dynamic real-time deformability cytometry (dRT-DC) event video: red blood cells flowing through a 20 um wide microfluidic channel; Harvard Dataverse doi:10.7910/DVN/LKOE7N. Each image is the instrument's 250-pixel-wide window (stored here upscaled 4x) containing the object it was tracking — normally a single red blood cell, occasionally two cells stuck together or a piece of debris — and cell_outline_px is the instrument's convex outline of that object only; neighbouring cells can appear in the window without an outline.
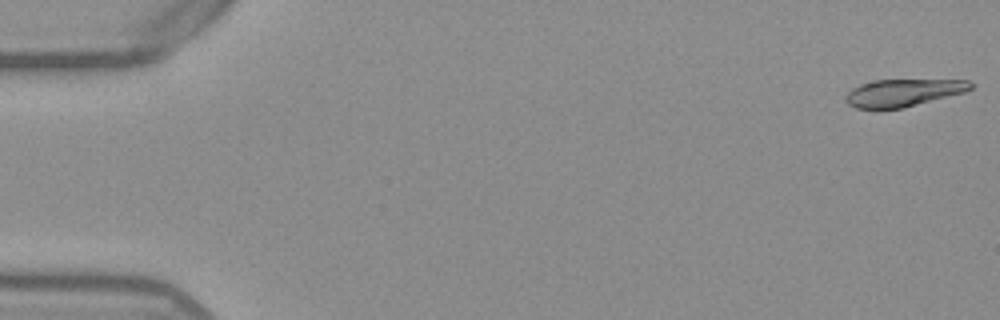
{"species": "Egyptian fruit bat (a non-hibernating species)", "species_latin": "Rousettus aegyptiacus", "temperature_condition": "warm", "stored_images_in_passage": 53, "camera_frame_rate_fps": 3000, "um_per_image_px": 0.085, "frame": {"image": 1, "passage_image": 1, "time_ms": 0.0, "image_size_px": [1000, 320], "cell_outline_px": [[976, 84], [968, 92], [904, 108], [880, 112], [876, 112], [856, 108], [848, 104], [844, 100], [844, 96], [852, 88], [860, 84], [876, 80], [968, 80]], "centroid_in_image_um": [76.75, 7.93], "position_along_channel_um": 8.2, "area_um2": 20.92}}
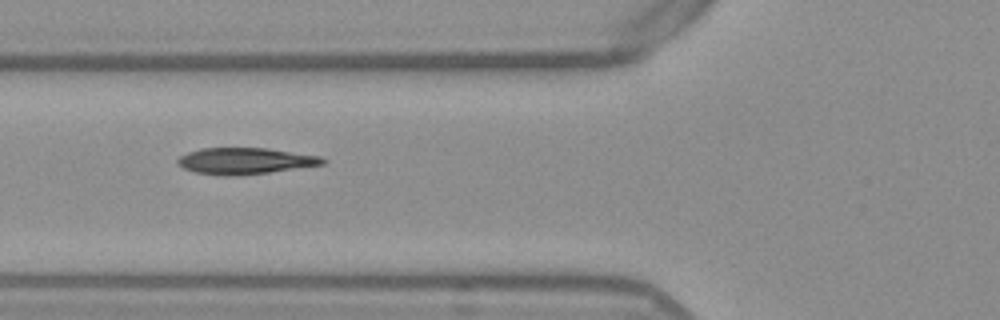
{"frame": {"image": 2, "passage_image": 20, "time_ms": 6.333, "image_size_px": [1000, 320], "cell_outline_px": [[328, 160], [324, 164], [268, 172], [236, 176], [220, 176], [196, 172], [184, 168], [176, 164], [176, 160], [180, 156], [188, 152], [200, 148], [268, 148], [320, 156]], "centroid_in_image_um": [20.81, 13.68], "position_along_channel_um": 105.0, "area_um2": 22.31}}
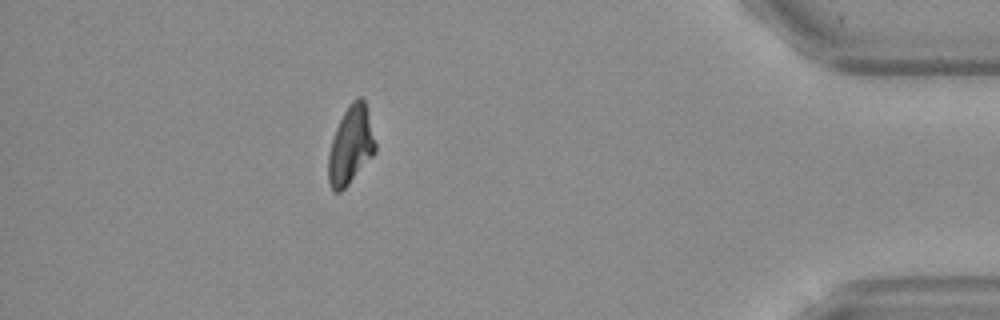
{"frame": {"image": 3, "passage_image": 47, "time_ms": 15.333, "image_size_px": [1000, 320], "cell_outline_px": [[376, 152], [348, 184], [340, 192], [336, 192], [332, 188], [328, 180], [328, 156], [332, 140], [336, 128], [348, 104], [352, 100], [360, 96], [364, 100], [376, 144]], "centroid_in_image_um": [29.81, 12.35], "position_along_channel_um": 405.4, "area_um2": 20.98}, "authors_computed_cell_mechanics": {"area_um2": 22.0218, "velocity_mm_per_s": 3.8549, "shape_relaxation_time_tau1_ms": 5.0359, "shape_relaxation_time_tau2_ms": 1.3285, "deformation_change_tau1": 0.2145, "deformation_change_tau2": 0.0847}}